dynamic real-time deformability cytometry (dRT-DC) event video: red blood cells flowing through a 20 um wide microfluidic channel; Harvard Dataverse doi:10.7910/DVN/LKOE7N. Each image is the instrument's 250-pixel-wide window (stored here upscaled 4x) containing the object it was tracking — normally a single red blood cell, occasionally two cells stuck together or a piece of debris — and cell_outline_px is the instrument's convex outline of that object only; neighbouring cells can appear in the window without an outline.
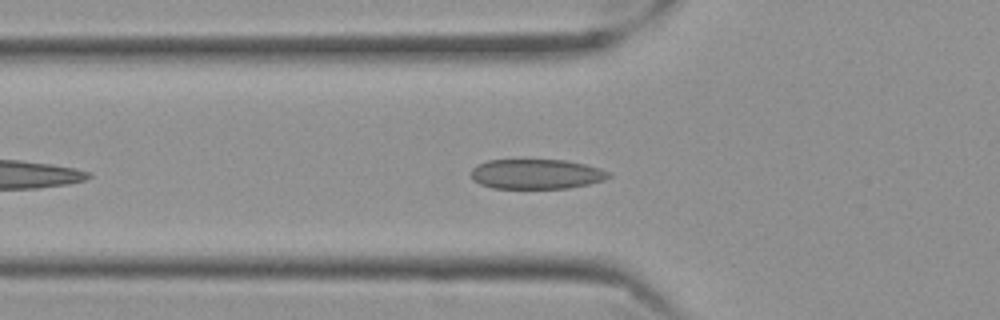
{"species": "Egyptian fruit bat (a non-hibernating species)", "species_latin": "Rousettus aegyptiacus", "temperature_condition": "cold", "stored_images_in_passage": 45, "camera_frame_rate_fps": 3000, "um_per_image_px": 0.085, "frame": {"image": 1, "passage_image": 8, "time_ms": 2.333, "image_size_px": [1000, 320], "cell_outline_px": [[612, 176], [604, 180], [588, 184], [568, 188], [492, 188], [480, 184], [472, 176], [472, 168], [488, 160], [564, 160], [584, 164], [600, 168], [612, 172]], "centroid_in_image_um": [45.65, 14.79], "position_along_channel_um": 80.2, "area_um2": 23.81}}
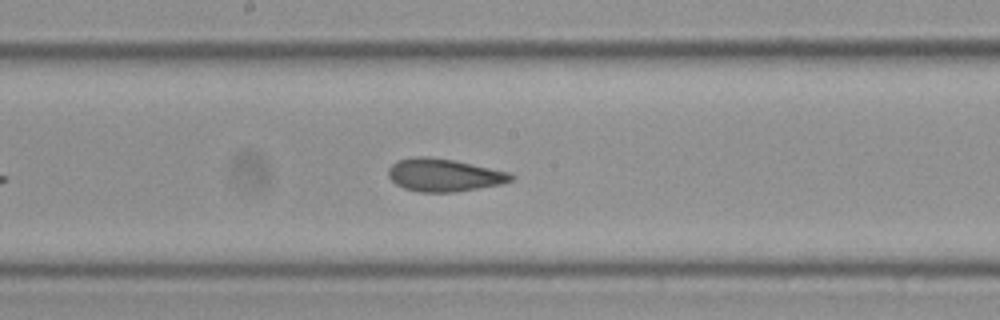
{"frame": {"image": 2, "passage_image": 19, "time_ms": 6.0, "image_size_px": [1000, 320], "cell_outline_px": [[516, 176], [512, 180], [500, 184], [452, 192], [420, 192], [404, 188], [396, 184], [388, 176], [388, 168], [396, 160], [412, 156], [428, 156], [452, 160], [508, 172]], "centroid_in_image_um": [37.68, 14.87], "position_along_channel_um": 210.5, "area_um2": 23.24}}
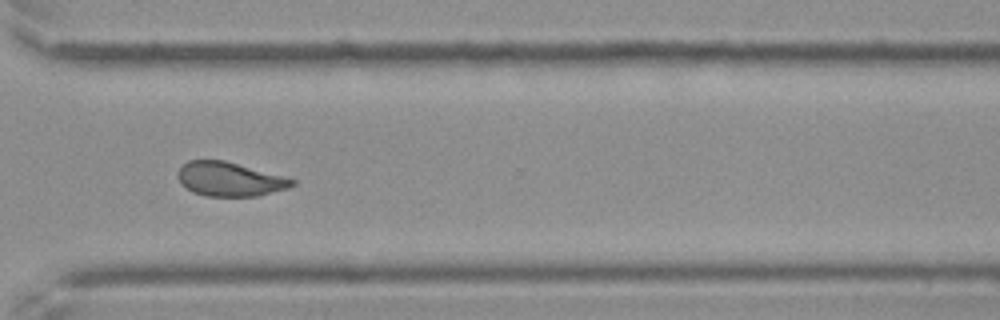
{"frame": {"image": 3, "passage_image": 31, "time_ms": 10.0, "image_size_px": [1000, 320], "cell_outline_px": [[296, 184], [288, 188], [256, 196], [204, 196], [192, 192], [180, 180], [180, 168], [188, 160], [224, 160], [296, 180]], "centroid_in_image_um": [19.55, 15.23], "position_along_channel_um": 351.1, "area_um2": 22.2}, "authors_computed_cell_mechanics": {"area_um2": 23.5246, "velocity_mm_per_s": 3.528, "shape_relaxation_time_tau1_ms": 5.6994, "shape_relaxation_time_tau2_ms": 1.411, "deformation_change_tau1": 0.1277, "deformation_change_tau2": 0.0706}}